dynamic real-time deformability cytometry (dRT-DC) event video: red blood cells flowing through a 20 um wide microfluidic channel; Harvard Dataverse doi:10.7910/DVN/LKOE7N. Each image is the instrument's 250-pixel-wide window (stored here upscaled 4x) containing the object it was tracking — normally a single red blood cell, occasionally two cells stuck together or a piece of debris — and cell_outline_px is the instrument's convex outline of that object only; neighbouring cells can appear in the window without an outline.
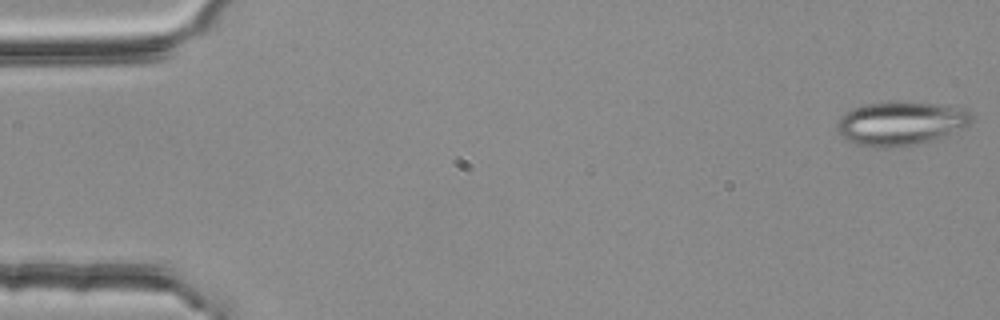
{"species": "common noctule bat (a hibernating species)", "species_latin": "Nyctalus noctula", "temperature_condition": "room temperature", "stored_images_in_passage": 5, "camera_frame_rate_fps": 3000, "um_per_image_px": 0.085, "animal": {"sex": "female", "body_mass_g": 25.1}, "frame": {"image": 1, "passage_image": 1, "time_ms": 0.0, "image_size_px": [1000, 320], "cell_outline_px": [[972, 120], [968, 124], [936, 140], [916, 144], [892, 148], [872, 148], [856, 144], [844, 140], [840, 136], [836, 128], [836, 124], [840, 116], [852, 108], [864, 104], [896, 100], [904, 100], [940, 104], [964, 108], [972, 116]], "centroid_in_image_um": [76.49, 10.48], "position_along_channel_um": 8.5, "area_um2": 35.14}}